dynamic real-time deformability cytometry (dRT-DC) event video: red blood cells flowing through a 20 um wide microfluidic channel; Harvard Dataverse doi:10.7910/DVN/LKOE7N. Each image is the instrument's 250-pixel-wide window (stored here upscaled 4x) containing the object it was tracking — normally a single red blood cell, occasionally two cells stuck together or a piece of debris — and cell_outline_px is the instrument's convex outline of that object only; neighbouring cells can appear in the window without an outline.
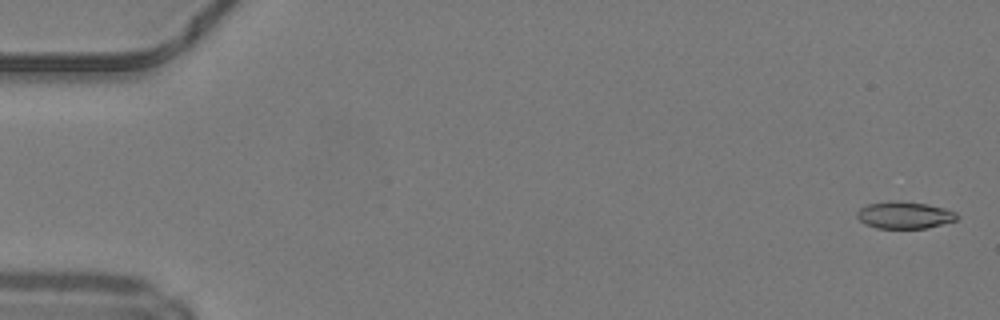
{"species": "common noctule bat (a hibernating species)", "species_latin": "Nyctalus noctula", "temperature_condition": "warm", "stored_images_in_passage": 50, "camera_frame_rate_fps": 3000, "um_per_image_px": 0.085, "animal": {"sex": "male", "body_mass_g": 19.2, "forearm_length_mm": 51.8}, "frame": {"image": 1, "passage_image": 2, "time_ms": 0.333, "image_size_px": [1000, 320], "cell_outline_px": [[960, 216], [956, 220], [924, 228], [876, 228], [864, 224], [856, 216], [856, 212], [860, 208], [868, 204], [888, 200], [900, 200], [928, 204], [944, 208], [956, 212]], "centroid_in_image_um": [76.85, 18.26], "position_along_channel_um": 8.1, "area_um2": 15.9}}
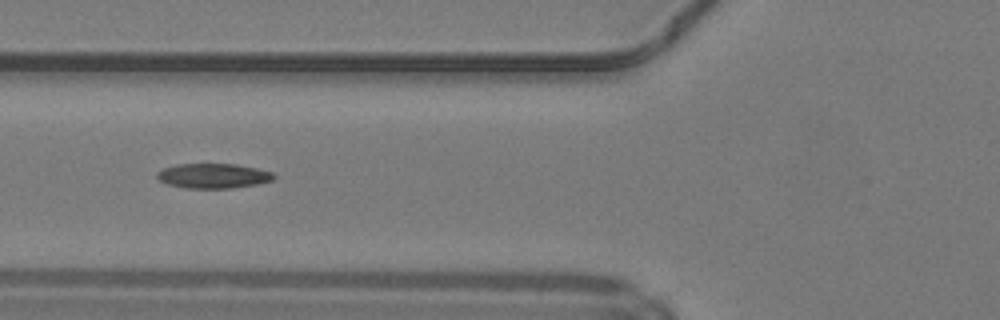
{"frame": {"image": 2, "passage_image": 20, "time_ms": 6.333, "image_size_px": [1000, 320], "cell_outline_px": [[276, 176], [272, 180], [256, 184], [232, 188], [184, 188], [168, 184], [160, 180], [156, 176], [156, 172], [164, 168], [176, 164], [236, 164], [256, 168], [272, 172]], "centroid_in_image_um": [18.11, 14.94], "position_along_channel_um": 107.7, "area_um2": 16.82}}
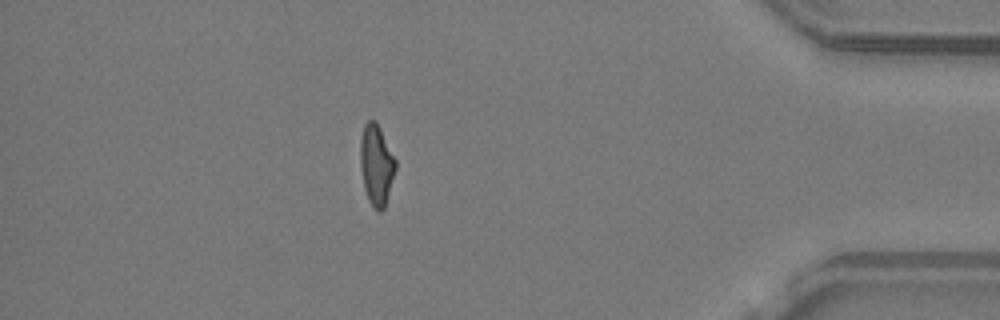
{"frame": {"image": 3, "passage_image": 44, "time_ms": 14.333, "image_size_px": [1000, 320], "cell_outline_px": [[396, 168], [384, 208], [380, 212], [376, 212], [372, 208], [368, 200], [364, 188], [360, 168], [360, 140], [364, 124], [368, 120], [376, 120], [396, 160]], "centroid_in_image_um": [31.97, 14.03], "position_along_channel_um": 403.2, "area_um2": 16.7}, "authors_computed_cell_mechanics": {"area_um2": 16.7042, "velocity_mm_per_s": 4.2336, "shape_relaxation_time_tau1_ms": null, "shape_relaxation_time_tau2_ms": 4.163, "deformation_change_tau1": null, "deformation_change_tau2": 0.141}}